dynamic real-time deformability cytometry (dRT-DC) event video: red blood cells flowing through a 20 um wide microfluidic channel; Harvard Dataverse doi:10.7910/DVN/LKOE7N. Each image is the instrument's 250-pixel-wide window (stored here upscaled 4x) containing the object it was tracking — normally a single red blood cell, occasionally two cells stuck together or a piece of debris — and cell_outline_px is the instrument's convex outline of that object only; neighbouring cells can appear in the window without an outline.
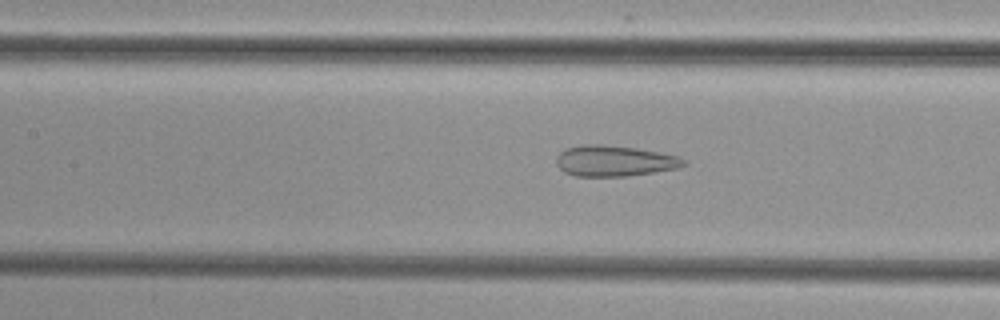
{"species": "common noctule bat (a hibernating species)", "species_latin": "Nyctalus noctula", "temperature_condition": "cold", "stored_images_in_passage": 51, "camera_frame_rate_fps": 3000, "um_per_image_px": 0.085, "animal": {"sex": "female", "body_mass_g": 29.2, "forearm_length_mm": 56.3}, "frame": {"image": 1, "passage_image": 23, "time_ms": 7.333, "image_size_px": [1000, 320], "cell_outline_px": [[688, 164], [680, 168], [624, 176], [576, 176], [564, 172], [556, 164], [556, 156], [560, 152], [568, 148], [584, 144], [600, 144], [636, 148], [660, 152], [680, 156], [688, 160]], "centroid_in_image_um": [52.27, 13.67], "position_along_channel_um": 155.1, "area_um2": 23.0}}
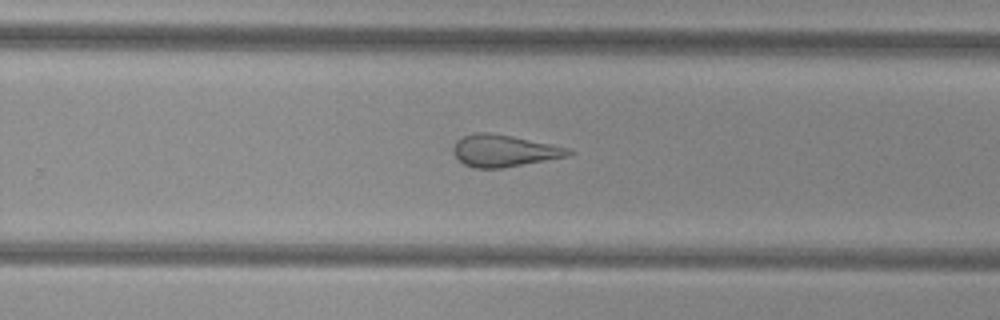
{"frame": {"image": 2, "passage_image": 33, "time_ms": 10.667, "image_size_px": [1000, 320], "cell_outline_px": [[576, 152], [568, 156], [500, 168], [472, 168], [464, 164], [452, 152], [452, 148], [456, 140], [472, 132], [492, 132], [512, 136], [568, 148]], "centroid_in_image_um": [42.79, 12.8], "position_along_channel_um": 287.0, "area_um2": 21.33}}
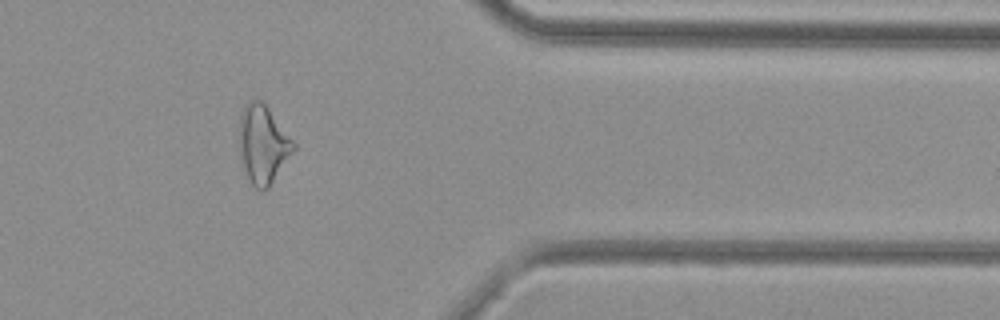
{"frame": {"image": 3, "passage_image": 42, "time_ms": 13.667, "image_size_px": [1000, 320], "cell_outline_px": [[296, 148], [268, 188], [256, 188], [252, 184], [244, 168], [236, 144], [236, 140], [240, 112], [248, 100], [256, 96], [268, 108], [296, 144]], "centroid_in_image_um": [22.29, 12.2], "position_along_channel_um": 389.1, "area_um2": 25.09}}